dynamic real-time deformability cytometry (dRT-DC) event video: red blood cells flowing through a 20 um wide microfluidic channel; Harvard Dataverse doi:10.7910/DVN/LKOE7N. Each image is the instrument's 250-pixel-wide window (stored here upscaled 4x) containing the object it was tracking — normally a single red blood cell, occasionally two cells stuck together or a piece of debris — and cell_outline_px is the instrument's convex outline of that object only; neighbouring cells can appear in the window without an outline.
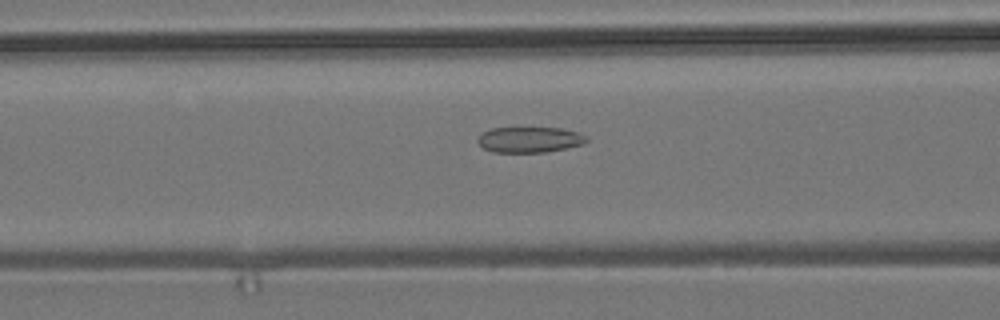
{"species": "common noctule bat (a hibernating species)", "species_latin": "Nyctalus noctula", "temperature_condition": "room temperature", "stored_images_in_passage": 55, "camera_frame_rate_fps": 3000, "um_per_image_px": 0.085, "animal": {"sex": "male", "body_mass_g": 19.2, "forearm_length_mm": 51.8}, "frame": {"image": 1, "passage_image": 22, "time_ms": 7.0, "image_size_px": [1000, 320], "cell_outline_px": [[588, 140], [584, 144], [568, 148], [548, 152], [492, 152], [484, 148], [476, 140], [480, 132], [492, 128], [560, 128], [580, 132]], "centroid_in_image_um": [45.01, 11.87], "position_along_channel_um": 121.6, "area_um2": 16.42}}
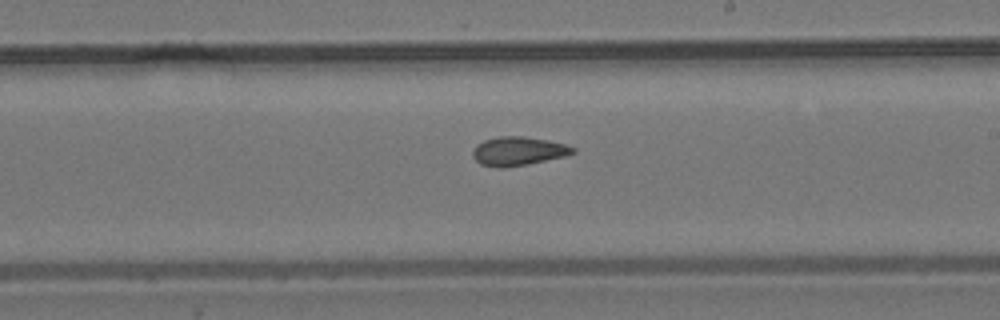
{"frame": {"image": 2, "passage_image": 32, "time_ms": 10.333, "image_size_px": [1000, 320], "cell_outline_px": [[576, 152], [564, 156], [528, 164], [500, 168], [480, 164], [472, 156], [472, 152], [476, 144], [484, 140], [500, 136], [524, 136], [548, 140], [564, 144], [576, 148]], "centroid_in_image_um": [44.03, 12.84], "position_along_channel_um": 245.0, "area_um2": 16.76}}
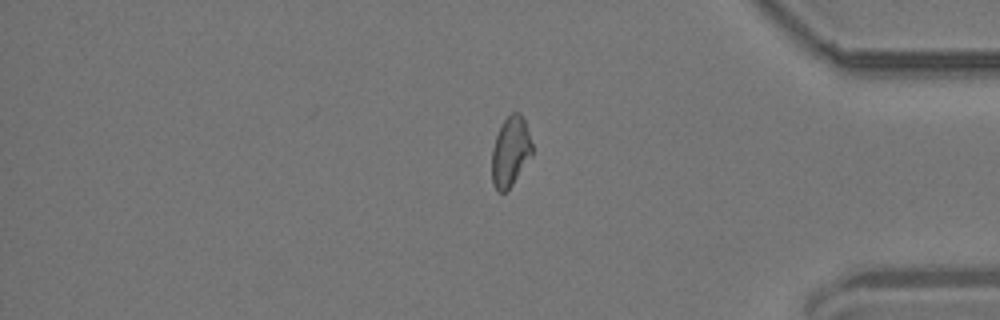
{"frame": {"image": 3, "passage_image": 46, "time_ms": 15.0, "image_size_px": [1000, 320], "cell_outline_px": [[532, 156], [512, 184], [504, 192], [500, 192], [492, 184], [492, 148], [500, 124], [512, 112], [520, 112], [524, 120], [532, 144]], "centroid_in_image_um": [43.38, 12.86], "position_along_channel_um": 391.8, "area_um2": 16.3}, "authors_computed_cell_mechanics": {"area_um2": 17.1088, "velocity_mm_per_s": 3.7071, "shape_relaxation_time_tau1_ms": null, "shape_relaxation_time_tau2_ms": 2.9012, "deformation_change_tau1": null, "deformation_change_tau2": 0.0878}}